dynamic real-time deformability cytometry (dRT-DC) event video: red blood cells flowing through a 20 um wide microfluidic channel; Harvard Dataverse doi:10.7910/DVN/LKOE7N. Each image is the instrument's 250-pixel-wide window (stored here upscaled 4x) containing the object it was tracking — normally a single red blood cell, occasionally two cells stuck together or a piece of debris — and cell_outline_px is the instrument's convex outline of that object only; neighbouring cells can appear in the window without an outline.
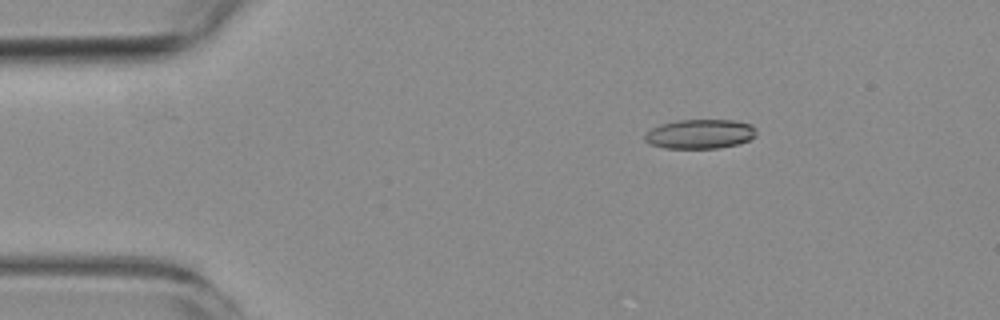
{"species": "common noctule bat (a hibernating species)", "species_latin": "Nyctalus noctula", "temperature_condition": "room temperature", "stored_images_in_passage": 4, "camera_frame_rate_fps": 3000, "um_per_image_px": 0.085, "animal": {"sex": "female", "body_mass_g": 19.3, "forearm_length_mm": 54.1}, "frame": {"image": 1, "passage_image": 3, "time_ms": 2.333, "image_size_px": [1000, 320], "cell_outline_px": [[756, 136], [740, 144], [720, 148], [664, 148], [648, 144], [644, 140], [644, 132], [660, 124], [676, 120], [732, 120], [752, 124], [756, 128]], "centroid_in_image_um": [59.48, 11.39], "position_along_channel_um": 25.5, "area_um2": 19.42}}